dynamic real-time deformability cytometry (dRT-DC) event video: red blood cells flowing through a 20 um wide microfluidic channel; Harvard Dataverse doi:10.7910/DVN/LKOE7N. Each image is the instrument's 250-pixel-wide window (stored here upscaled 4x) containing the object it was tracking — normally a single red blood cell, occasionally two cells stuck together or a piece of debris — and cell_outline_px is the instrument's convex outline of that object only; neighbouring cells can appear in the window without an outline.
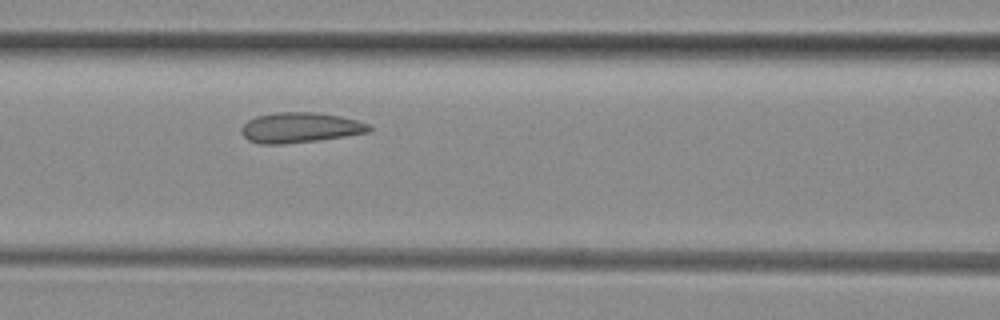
{"species": "common noctule bat (a hibernating species)", "species_latin": "Nyctalus noctula", "temperature_condition": "room temperature", "stored_images_in_passage": 6, "segment_of_instrument_passage": [1, 2], "camera_frame_rate_fps": 3000, "um_per_image_px": 0.085, "animal": {"sex": "female", "body_mass_g": 29.2, "forearm_length_mm": 56.3}, "frame": {"image": 1, "passage_image": 4, "time_ms": 4.333, "image_size_px": [1000, 320], "cell_outline_px": [[372, 128], [368, 132], [344, 136], [316, 140], [280, 144], [260, 144], [248, 140], [240, 132], [240, 128], [248, 120], [256, 116], [276, 112], [316, 112], [340, 116], [356, 120], [368, 124]], "centroid_in_image_um": [25.46, 10.84], "position_along_channel_um": 141.1, "area_um2": 22.37}}
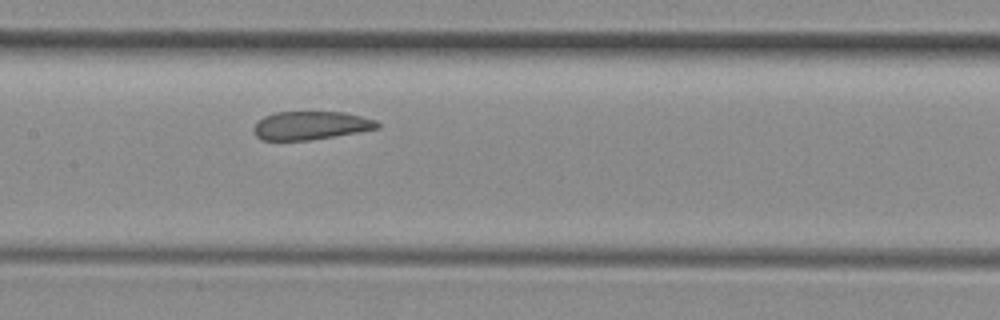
{"frame": {"image": 2, "passage_image": 5, "time_ms": 5.333, "image_size_px": [1000, 320], "cell_outline_px": [[380, 128], [308, 140], [264, 140], [256, 136], [252, 128], [264, 116], [276, 112], [344, 112], [376, 120], [380, 124]], "centroid_in_image_um": [26.41, 10.66], "position_along_channel_um": 181.0, "area_um2": 20.17}}